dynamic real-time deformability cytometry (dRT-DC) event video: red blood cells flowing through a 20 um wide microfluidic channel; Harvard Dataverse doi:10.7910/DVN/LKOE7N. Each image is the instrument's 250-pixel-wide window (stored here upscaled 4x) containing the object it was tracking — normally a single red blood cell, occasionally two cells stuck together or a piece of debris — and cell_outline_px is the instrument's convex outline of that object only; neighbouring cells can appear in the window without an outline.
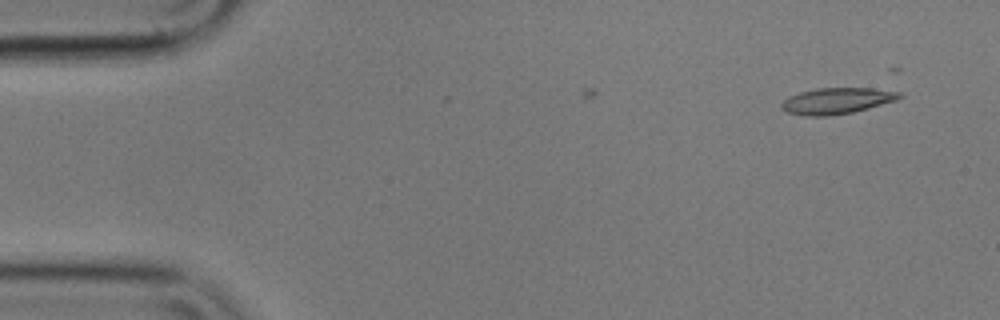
{"species": "common noctule bat (a hibernating species)", "species_latin": "Nyctalus noctula", "temperature_condition": "cold", "stored_images_in_passage": 7, "camera_frame_rate_fps": 3000, "um_per_image_px": 0.085, "animal": {"sex": "male", "body_mass_g": 17.9}, "frame": {"image": 1, "passage_image": 1, "time_ms": 0.0, "image_size_px": [1000, 320], "cell_outline_px": [[904, 96], [896, 100], [868, 108], [852, 112], [828, 116], [804, 116], [788, 112], [780, 108], [780, 104], [788, 96], [800, 92], [816, 88], [892, 88], [900, 92]], "centroid_in_image_um": [71.17, 8.55], "position_along_channel_um": 13.8, "area_um2": 18.26}}